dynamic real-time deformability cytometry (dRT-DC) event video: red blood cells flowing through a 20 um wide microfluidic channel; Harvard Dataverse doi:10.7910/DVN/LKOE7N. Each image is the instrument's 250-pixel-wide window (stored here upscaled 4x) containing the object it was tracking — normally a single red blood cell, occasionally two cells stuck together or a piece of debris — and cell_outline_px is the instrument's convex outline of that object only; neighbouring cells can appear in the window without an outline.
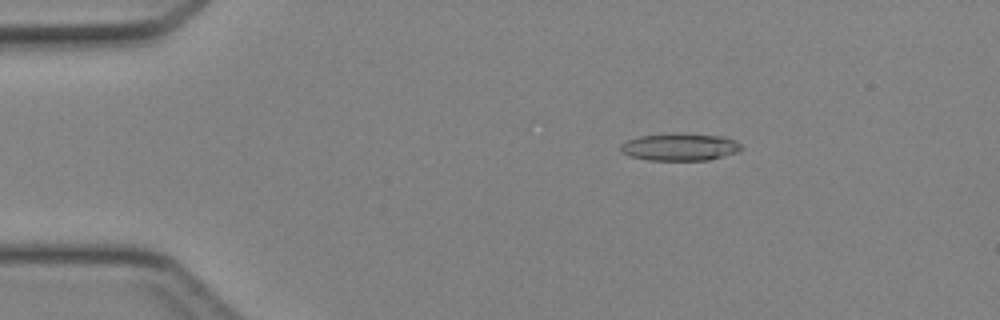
{"species": "Egyptian fruit bat (a non-hibernating species)", "species_latin": "Rousettus aegyptiacus", "temperature_condition": "cold", "stored_images_in_passage": 46, "camera_frame_rate_fps": 3000, "um_per_image_px": 0.085, "animal": {"sex": "female"}, "frame": {"image": 1, "passage_image": 8, "time_ms": 2.333, "image_size_px": [1000, 320], "cell_outline_px": [[744, 148], [736, 152], [708, 160], [648, 160], [628, 156], [620, 152], [620, 144], [628, 140], [640, 136], [676, 132], [724, 136], [740, 144]], "centroid_in_image_um": [57.75, 12.48], "position_along_channel_um": 27.3, "area_um2": 19.42}}
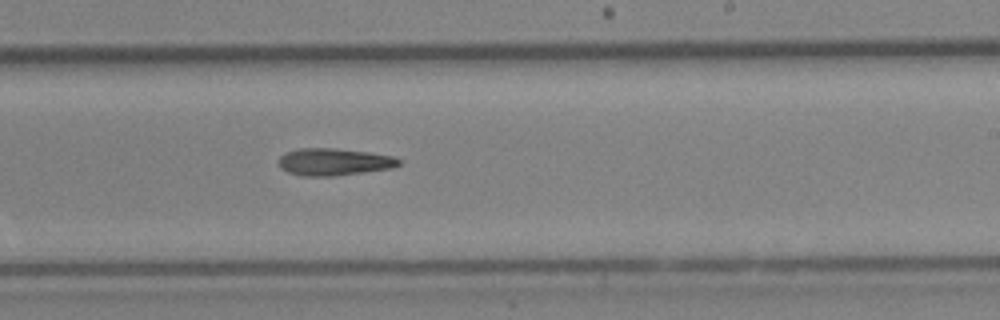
{"frame": {"image": 2, "passage_image": 28, "time_ms": 9.0, "image_size_px": [1000, 320], "cell_outline_px": [[400, 164], [392, 168], [336, 176], [304, 176], [288, 172], [280, 168], [280, 156], [284, 152], [300, 148], [336, 148], [368, 152], [392, 156], [400, 160]], "centroid_in_image_um": [28.37, 13.76], "position_along_channel_um": 260.6, "area_um2": 19.02}}
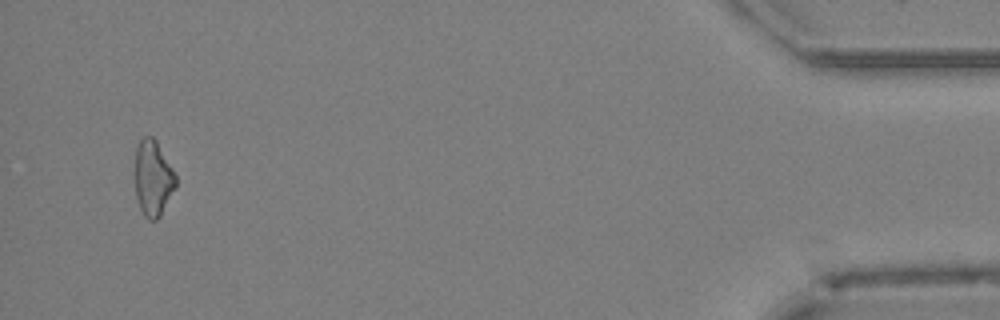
{"frame": {"image": 3, "passage_image": 44, "time_ms": 14.333, "image_size_px": [1000, 320], "cell_outline_px": [[176, 188], [160, 216], [156, 220], [148, 220], [144, 216], [140, 208], [136, 196], [132, 172], [136, 148], [140, 140], [144, 136], [152, 136], [156, 140], [172, 168], [176, 176]], "centroid_in_image_um": [12.96, 15.15], "position_along_channel_um": 422.2, "area_um2": 18.55}}